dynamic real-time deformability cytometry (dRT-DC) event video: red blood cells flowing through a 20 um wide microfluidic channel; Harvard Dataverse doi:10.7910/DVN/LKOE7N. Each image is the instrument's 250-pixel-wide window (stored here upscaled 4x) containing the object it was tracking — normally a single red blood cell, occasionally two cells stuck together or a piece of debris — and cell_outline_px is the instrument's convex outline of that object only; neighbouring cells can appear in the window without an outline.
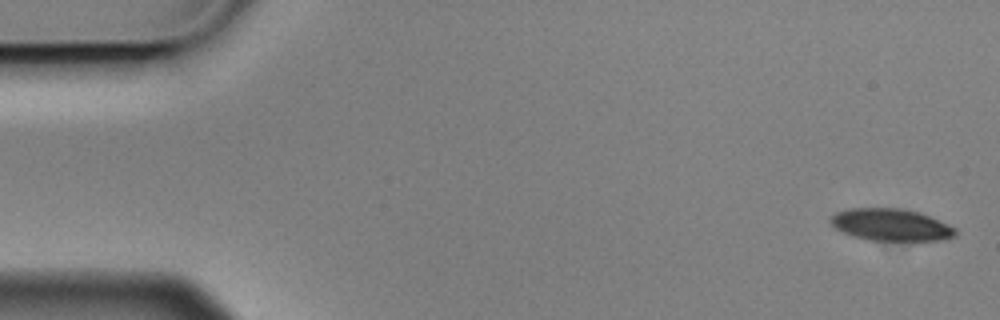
{"species": "Egyptian fruit bat (a non-hibernating species)", "species_latin": "Rousettus aegyptiacus", "temperature_condition": "cold", "stored_images_in_passage": 5, "camera_frame_rate_fps": 3000, "um_per_image_px": 0.085, "animal": {"sex": "male"}, "frame": {"image": 1, "passage_image": 1, "time_ms": 0.0, "image_size_px": [1000, 320], "cell_outline_px": [[956, 236], [940, 240], [868, 240], [844, 232], [836, 228], [828, 220], [836, 212], [848, 208], [904, 208], [920, 212], [948, 224], [956, 228]], "centroid_in_image_um": [75.74, 19.09], "position_along_channel_um": 9.3, "area_um2": 23.24}}
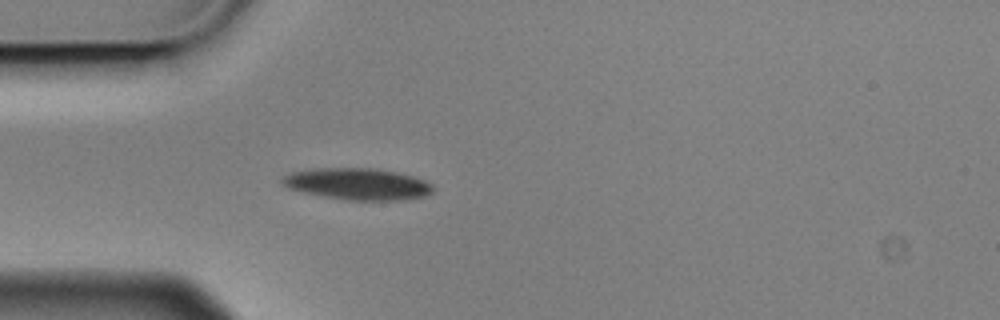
{"frame": {"image": 2, "passage_image": 5, "time_ms": 1.333, "image_size_px": [1000, 320], "cell_outline_px": [[432, 192], [424, 196], [400, 200], [348, 200], [324, 196], [304, 192], [288, 188], [280, 184], [280, 180], [284, 176], [292, 172], [316, 168], [372, 168], [396, 172], [412, 176], [424, 180], [432, 184]], "centroid_in_image_um": [30.37, 15.63], "position_along_channel_um": 54.6, "area_um2": 27.57}}